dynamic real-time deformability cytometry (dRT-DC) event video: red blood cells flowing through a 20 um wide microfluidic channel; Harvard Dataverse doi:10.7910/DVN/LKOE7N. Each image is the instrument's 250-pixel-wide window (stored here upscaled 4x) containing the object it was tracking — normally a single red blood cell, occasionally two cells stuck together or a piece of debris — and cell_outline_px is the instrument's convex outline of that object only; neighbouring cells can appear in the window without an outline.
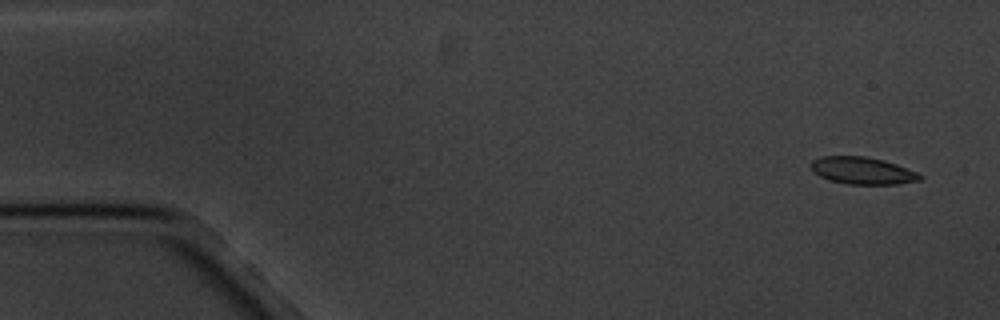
{"species": "common noctule bat (a hibernating species)", "species_latin": "Nyctalus noctula", "temperature_condition": "cold", "stored_images_in_passage": 5, "camera_frame_rate_fps": 3000, "um_per_image_px": 0.085, "animal": {"sex": "male", "body_mass_g": 20.1, "forearm_length_mm": 53.5}, "frame": {"image": 1, "passage_image": 1, "time_ms": 0.0, "image_size_px": [1000, 320], "cell_outline_px": [[924, 176], [920, 180], [896, 184], [848, 184], [828, 180], [812, 172], [812, 160], [820, 156], [864, 156], [896, 164], [916, 172]], "centroid_in_image_um": [73.28, 14.51], "position_along_channel_um": 11.7, "area_um2": 17.11}}
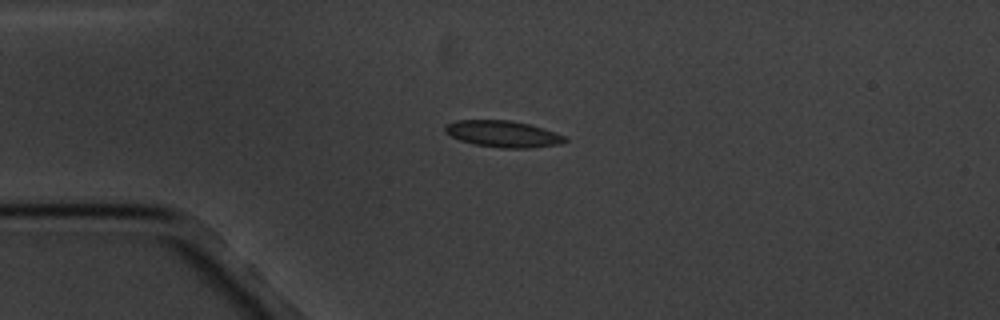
{"frame": {"image": 2, "passage_image": 4, "time_ms": 3.667, "image_size_px": [1000, 320], "cell_outline_px": [[568, 140], [560, 144], [532, 148], [500, 148], [476, 144], [460, 140], [444, 132], [444, 124], [456, 120], [512, 120], [528, 124], [564, 136]], "centroid_in_image_um": [42.7, 11.38], "position_along_channel_um": 42.3, "area_um2": 18.38}}